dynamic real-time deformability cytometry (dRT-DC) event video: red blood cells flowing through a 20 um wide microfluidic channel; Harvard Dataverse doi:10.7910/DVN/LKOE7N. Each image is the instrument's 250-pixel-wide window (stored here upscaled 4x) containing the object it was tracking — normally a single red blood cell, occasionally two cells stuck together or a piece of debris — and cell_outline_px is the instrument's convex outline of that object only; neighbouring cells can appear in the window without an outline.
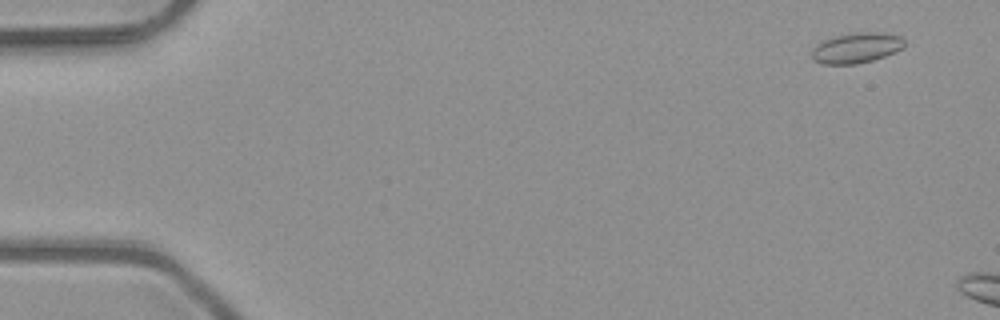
{"species": "common noctule bat (a hibernating species)", "species_latin": "Nyctalus noctula", "temperature_condition": "room temperature", "stored_images_in_passage": 3, "camera_frame_rate_fps": 3000, "um_per_image_px": 0.085, "animal": {"sex": "male", "body_mass_g": 23.1, "forearm_length_mm": 52.7}, "frame": {"image": 1, "passage_image": 2, "time_ms": 0.333, "image_size_px": [1000, 320], "cell_outline_px": [[904, 48], [884, 56], [872, 60], [856, 64], [824, 64], [812, 60], [812, 48], [816, 44], [824, 40], [836, 36], [856, 32], [880, 32], [900, 36], [904, 40]], "centroid_in_image_um": [72.78, 4.07], "position_along_channel_um": 12.2, "area_um2": 16.36}}